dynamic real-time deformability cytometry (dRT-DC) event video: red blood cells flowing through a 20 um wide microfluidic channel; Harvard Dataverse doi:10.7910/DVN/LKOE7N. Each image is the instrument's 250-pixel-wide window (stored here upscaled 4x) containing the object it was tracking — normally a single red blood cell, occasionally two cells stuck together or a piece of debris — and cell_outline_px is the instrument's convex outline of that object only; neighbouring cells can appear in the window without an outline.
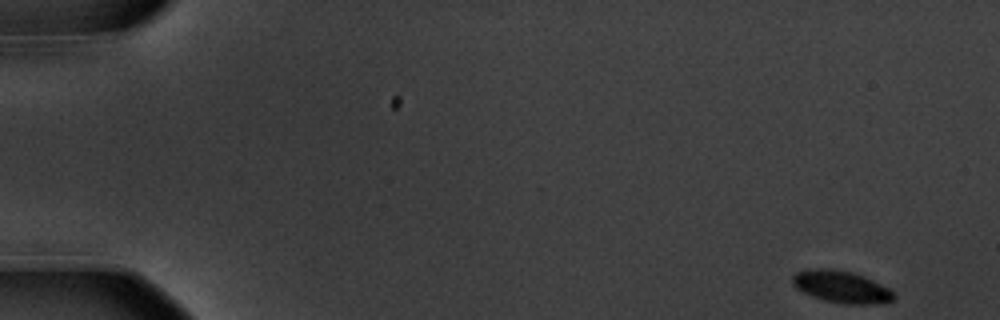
{"species": "common noctule bat (a hibernating species)", "species_latin": "Nyctalus noctula", "temperature_condition": "warm", "stored_images_in_passage": 5, "camera_frame_rate_fps": 3000, "um_per_image_px": 0.085, "animal": {"sex": "male", "body_mass_g": 20.1, "forearm_length_mm": 53.5}, "frame": {"image": 1, "passage_image": 1, "time_ms": 0.0, "image_size_px": [1000, 320], "cell_outline_px": [[896, 296], [892, 300], [872, 304], [844, 304], [824, 300], [812, 296], [796, 288], [792, 284], [792, 276], [796, 272], [820, 268], [824, 268], [852, 272], [864, 276], [888, 288]], "centroid_in_image_um": [71.5, 24.38], "position_along_channel_um": 13.5, "area_um2": 18.61}}